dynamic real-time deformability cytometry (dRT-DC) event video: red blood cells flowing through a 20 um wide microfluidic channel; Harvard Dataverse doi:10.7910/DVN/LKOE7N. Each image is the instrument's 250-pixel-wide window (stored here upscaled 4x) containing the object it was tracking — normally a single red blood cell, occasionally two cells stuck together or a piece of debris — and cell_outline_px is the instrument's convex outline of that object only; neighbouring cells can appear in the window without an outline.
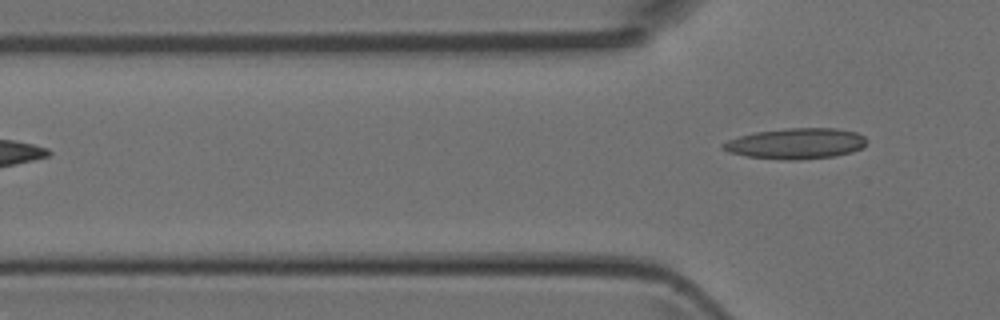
{"species": "Egyptian fruit bat (a non-hibernating species)", "species_latin": "Rousettus aegyptiacus", "temperature_condition": "room temperature", "stored_images_in_passage": 3, "camera_frame_rate_fps": 3000, "um_per_image_px": 0.085, "animal": {"sex": "female"}, "frame": {"image": 1, "passage_image": 3, "time_ms": 0.667, "image_size_px": [1000, 320], "cell_outline_px": [[868, 140], [860, 148], [852, 152], [832, 156], [796, 160], [780, 160], [748, 156], [728, 152], [720, 148], [720, 144], [728, 140], [740, 136], [756, 132], [784, 128], [836, 128], [856, 132], [864, 136]], "centroid_in_image_um": [67.63, 12.2], "position_along_channel_um": 58.2, "area_um2": 25.72}}